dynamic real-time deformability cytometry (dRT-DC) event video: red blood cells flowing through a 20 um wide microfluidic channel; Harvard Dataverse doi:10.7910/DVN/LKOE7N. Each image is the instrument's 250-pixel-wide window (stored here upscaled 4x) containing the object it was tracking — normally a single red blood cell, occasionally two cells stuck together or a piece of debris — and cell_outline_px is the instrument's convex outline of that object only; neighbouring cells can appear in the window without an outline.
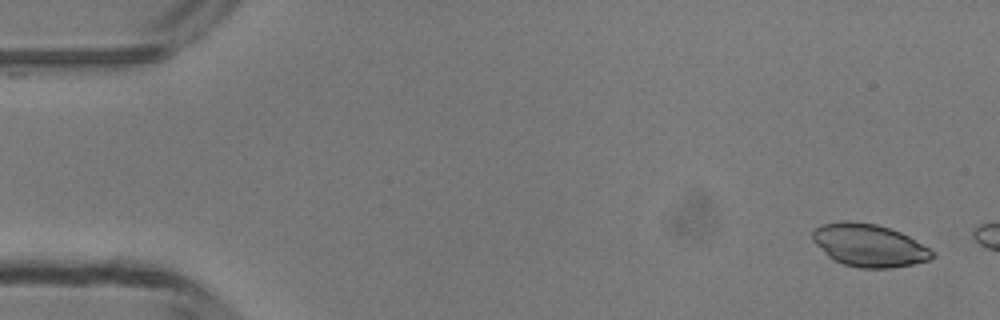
{"species": "common noctule bat (a hibernating species)", "species_latin": "Nyctalus noctula", "temperature_condition": "room temperature", "stored_images_in_passage": 6, "camera_frame_rate_fps": 3000, "um_per_image_px": 0.085, "animal": {"sex": "male", "body_mass_g": 13.3}, "frame": {"image": 1, "passage_image": 1, "time_ms": 0.0, "image_size_px": [1000, 320], "cell_outline_px": [[936, 256], [928, 260], [912, 264], [892, 268], [860, 268], [844, 264], [832, 260], [812, 240], [812, 232], [820, 224], [840, 220], [852, 220], [876, 224], [900, 232], [908, 236], [936, 252]], "centroid_in_image_um": [73.85, 20.84], "position_along_channel_um": 11.1, "area_um2": 29.94}}